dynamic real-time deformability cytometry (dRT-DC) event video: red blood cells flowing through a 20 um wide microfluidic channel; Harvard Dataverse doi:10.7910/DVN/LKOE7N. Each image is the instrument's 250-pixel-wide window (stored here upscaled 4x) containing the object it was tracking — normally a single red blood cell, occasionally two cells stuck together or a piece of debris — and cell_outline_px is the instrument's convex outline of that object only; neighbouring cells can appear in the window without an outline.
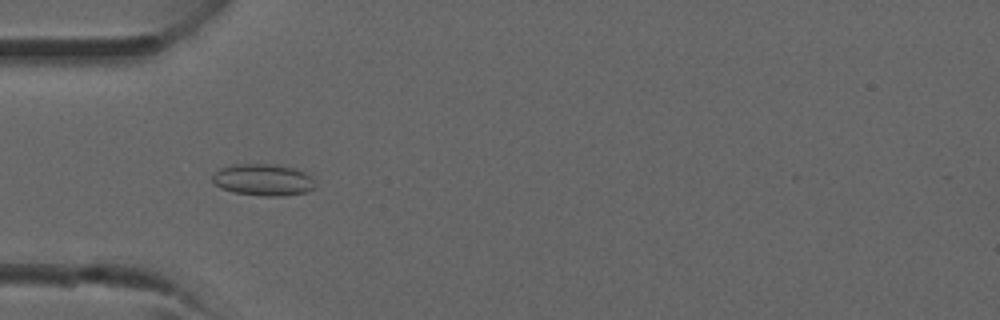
{"species": "common noctule bat (a hibernating species)", "species_latin": "Nyctalus noctula", "temperature_condition": "room temperature", "stored_images_in_passage": 29, "camera_frame_rate_fps": 3000, "um_per_image_px": 0.085, "animal": {"sex": "male", "forearm_length_mm": 52.5}, "frame": {"image": 1, "passage_image": 4, "time_ms": 1.0, "image_size_px": [1000, 320], "cell_outline_px": [[316, 188], [304, 192], [280, 196], [264, 196], [232, 192], [220, 188], [212, 180], [212, 176], [220, 168], [236, 164], [272, 164], [296, 168], [312, 176], [316, 184]], "centroid_in_image_um": [22.4, 15.28], "position_along_channel_um": 62.6, "area_um2": 19.07}}
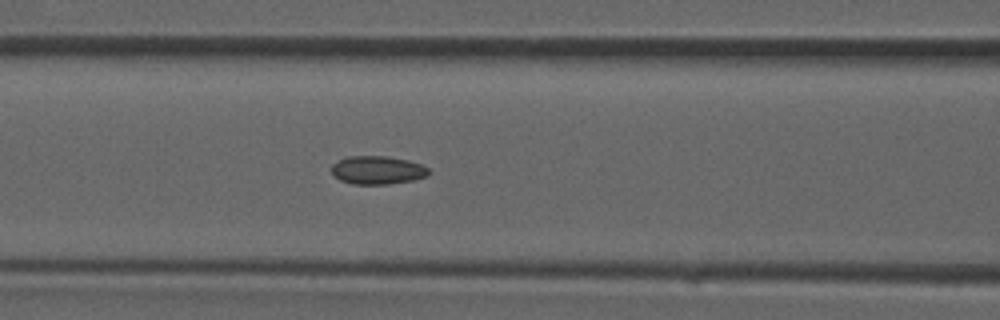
{"frame": {"image": 2, "passage_image": 8, "time_ms": 2.333, "image_size_px": [1000, 320], "cell_outline_px": [[428, 176], [412, 180], [388, 184], [352, 184], [340, 180], [332, 172], [332, 164], [348, 156], [388, 156], [408, 160], [420, 164], [428, 168]], "centroid_in_image_um": [32.09, 14.46], "position_along_channel_um": 134.5, "area_um2": 15.9}}
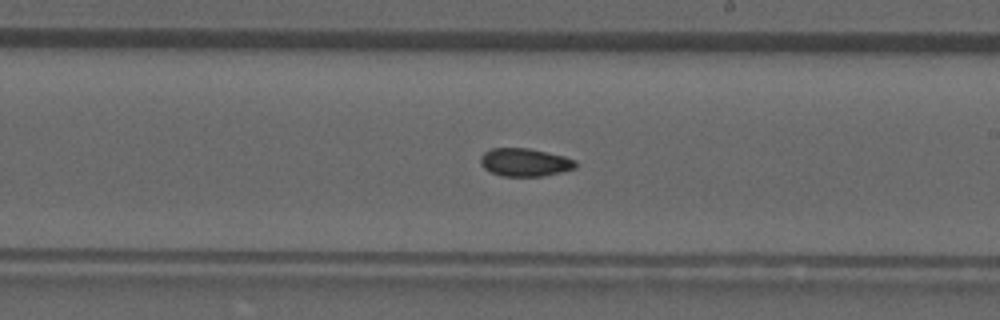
{"frame": {"image": 3, "passage_image": 14, "time_ms": 4.333, "image_size_px": [1000, 320], "cell_outline_px": [[576, 168], [544, 176], [500, 176], [484, 168], [480, 164], [480, 156], [484, 152], [492, 148], [528, 148], [564, 156], [576, 160]], "centroid_in_image_um": [44.59, 13.8], "position_along_channel_um": 244.4, "area_um2": 15.55}}